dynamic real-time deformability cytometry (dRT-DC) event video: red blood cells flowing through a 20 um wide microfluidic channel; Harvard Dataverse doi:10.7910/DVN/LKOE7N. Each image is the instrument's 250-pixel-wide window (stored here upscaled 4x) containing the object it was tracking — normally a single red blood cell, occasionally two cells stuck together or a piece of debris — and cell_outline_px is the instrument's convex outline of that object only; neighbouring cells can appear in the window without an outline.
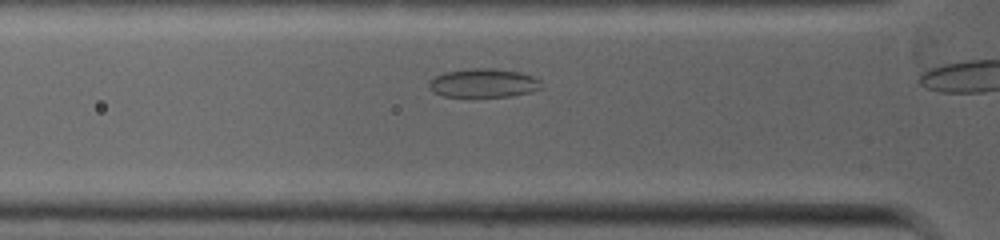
{"species": "common noctule bat (a hibernating species)", "species_latin": "Nyctalus noctula", "temperature_condition": "warm", "stored_images_in_passage": 3, "camera_frame_rate_fps": 5000, "um_per_image_px": 0.085, "animal": {"sex": "female", "body_mass_g": 19.0, "forearm_length_mm": 53.3}, "frame": {"image": 1, "passage_image": 2, "time_ms": 0.4, "image_size_px": [1000, 240], "cell_outline_px": [[544, 88], [512, 96], [472, 100], [468, 100], [444, 96], [432, 92], [428, 88], [428, 80], [444, 72], [472, 68], [492, 68], [520, 72], [532, 76], [540, 80], [544, 84]], "centroid_in_image_um": [41.06, 7.12], "position_along_channel_um": 84.7, "area_um2": 20.0}}